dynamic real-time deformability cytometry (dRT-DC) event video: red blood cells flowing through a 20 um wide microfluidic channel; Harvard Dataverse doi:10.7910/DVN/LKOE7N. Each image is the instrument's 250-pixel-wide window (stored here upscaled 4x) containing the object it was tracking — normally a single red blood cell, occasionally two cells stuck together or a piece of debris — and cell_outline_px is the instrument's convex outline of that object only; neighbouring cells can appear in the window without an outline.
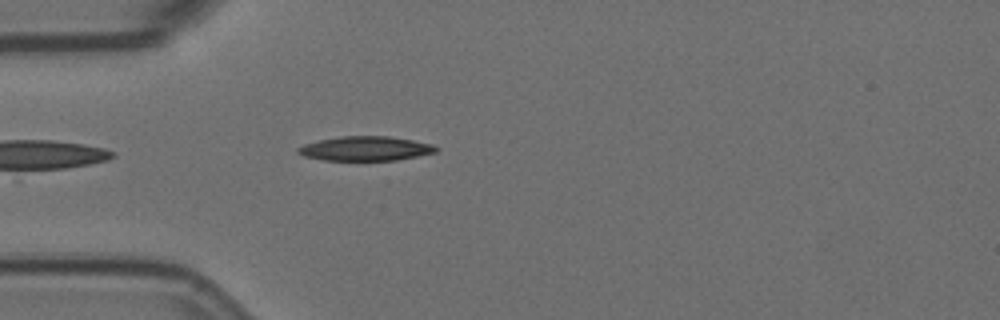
{"species": "Egyptian fruit bat (a non-hibernating species)", "species_latin": "Rousettus aegyptiacus", "temperature_condition": "room temperature", "stored_images_in_passage": 2, "camera_frame_rate_fps": 3000, "um_per_image_px": 0.085, "animal": {"sex": "female"}, "frame": {"image": 1, "passage_image": 2, "time_ms": 0.333, "image_size_px": [1000, 320], "cell_outline_px": [[440, 148], [436, 152], [396, 160], [324, 160], [304, 156], [296, 152], [296, 148], [304, 144], [320, 140], [340, 136], [388, 136], [412, 140], [432, 144]], "centroid_in_image_um": [31.05, 12.62], "position_along_channel_um": 53.9, "area_um2": 19.54}}